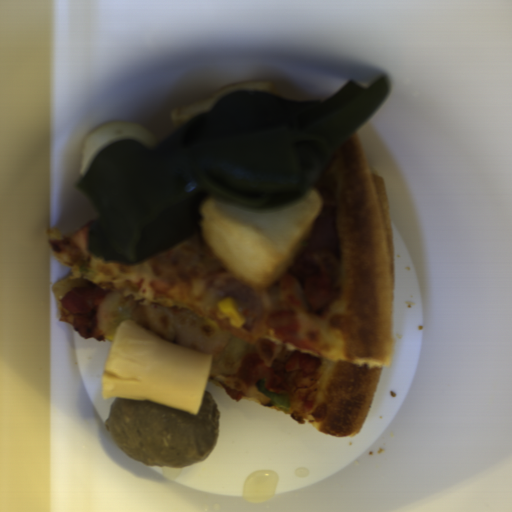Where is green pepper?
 I'll use <instances>...</instances> for the list:
<instances>
[{"instance_id":"372bd49c","label":"green pepper","mask_w":512,"mask_h":512,"mask_svg":"<svg viewBox=\"0 0 512 512\" xmlns=\"http://www.w3.org/2000/svg\"><path fill=\"white\" fill-rule=\"evenodd\" d=\"M255 388L261 394L270 399V402L273 406L277 407L282 411H289L291 409L290 402L288 400L287 395L284 394H275L273 392L268 391L266 387V379H259L255 383Z\"/></svg>"}]
</instances>
